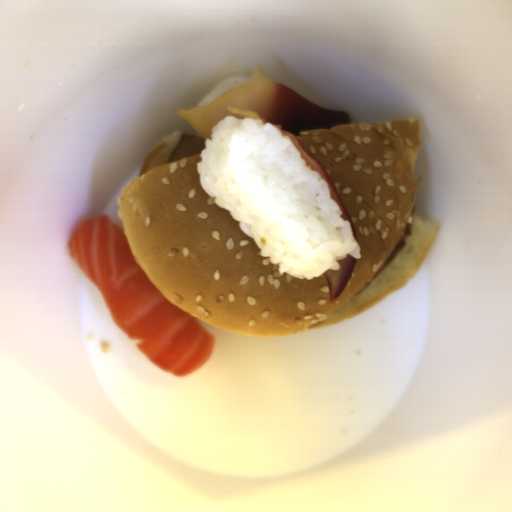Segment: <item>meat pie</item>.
<instances>
[{"instance_id": "meat-pie-1", "label": "meat pie", "mask_w": 512, "mask_h": 512, "mask_svg": "<svg viewBox=\"0 0 512 512\" xmlns=\"http://www.w3.org/2000/svg\"><path fill=\"white\" fill-rule=\"evenodd\" d=\"M204 149H206V140L203 137L190 133H183L169 155L166 163L168 165L196 156Z\"/></svg>"}, {"instance_id": "meat-pie-2", "label": "meat pie", "mask_w": 512, "mask_h": 512, "mask_svg": "<svg viewBox=\"0 0 512 512\" xmlns=\"http://www.w3.org/2000/svg\"><path fill=\"white\" fill-rule=\"evenodd\" d=\"M409 236H413V234H412V225H411V223L408 222L406 227H405V229H404V231H403V233L401 234L397 244L395 245V247L393 248V250L391 251V253L387 257L385 262L382 264V266L374 274V276L372 277L371 281L373 279H375L376 277H378L391 264V262L399 254V252L406 246L407 238Z\"/></svg>"}]
</instances>
